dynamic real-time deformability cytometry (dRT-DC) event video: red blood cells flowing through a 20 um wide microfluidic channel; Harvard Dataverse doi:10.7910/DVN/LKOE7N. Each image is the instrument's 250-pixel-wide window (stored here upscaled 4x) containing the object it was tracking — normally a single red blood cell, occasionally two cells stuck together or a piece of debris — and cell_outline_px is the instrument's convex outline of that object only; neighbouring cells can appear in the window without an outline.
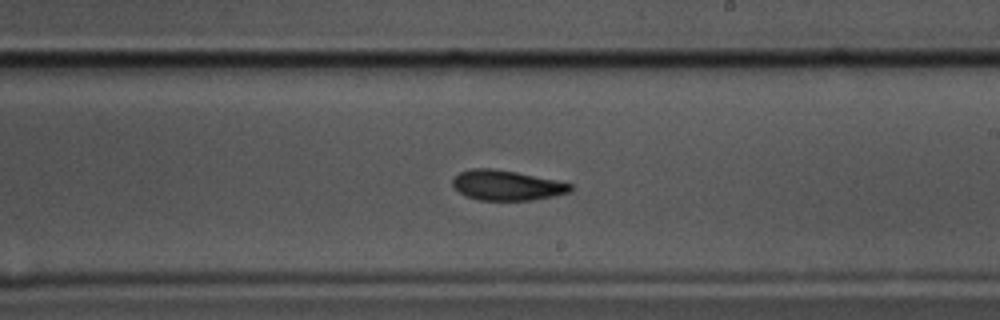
{"species": "common noctule bat (a hibernating species)", "species_latin": "Nyctalus noctula", "temperature_condition": "cold", "stored_images_in_passage": 60, "camera_frame_rate_fps": 3000, "um_per_image_px": 0.085, "animal": {"sex": "male", "body_mass_g": 17.5, "forearm_length_mm": 52.3}, "frame": {"image": 1, "passage_image": 35, "time_ms": 11.333, "image_size_px": [1000, 320], "cell_outline_px": [[572, 192], [556, 196], [532, 200], [480, 200], [468, 196], [460, 192], [452, 184], [452, 180], [460, 172], [472, 168], [492, 168], [516, 172], [556, 180], [572, 184]], "centroid_in_image_um": [43.11, 15.75], "position_along_channel_um": 245.9, "area_um2": 20.58}}
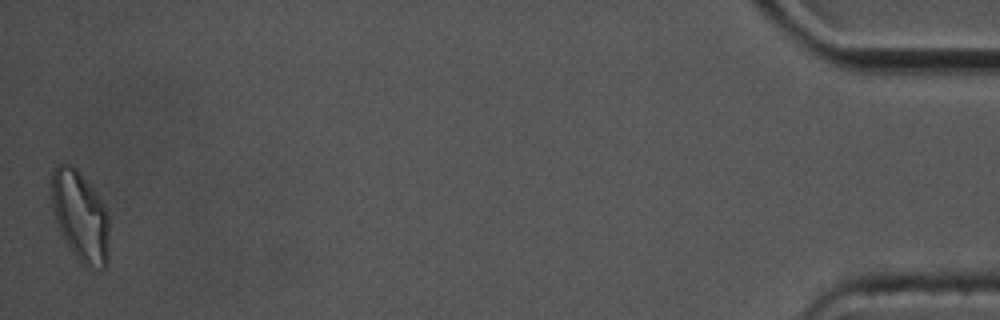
{"frame": {"image": 2, "passage_image": 60, "time_ms": 19.667, "image_size_px": [1000, 320], "cell_outline_px": [[108, 264], [104, 268], [88, 268], [72, 252], [56, 220], [52, 208], [52, 168], [56, 164], [72, 164], [76, 168], [92, 188], [104, 204], [108, 216]], "centroid_in_image_um": [6.83, 18.36], "position_along_channel_um": 428.4, "area_um2": 30.0}, "authors_computed_cell_mechanics": {"area_um2": 21.5016, "velocity_mm_per_s": 3.3088, "shape_relaxation_time_tau1_ms": 6.5678, "shape_relaxation_time_tau2_ms": 4.3799, "deformation_change_tau1": 0.1533, "deformation_change_tau2": 0.111}}